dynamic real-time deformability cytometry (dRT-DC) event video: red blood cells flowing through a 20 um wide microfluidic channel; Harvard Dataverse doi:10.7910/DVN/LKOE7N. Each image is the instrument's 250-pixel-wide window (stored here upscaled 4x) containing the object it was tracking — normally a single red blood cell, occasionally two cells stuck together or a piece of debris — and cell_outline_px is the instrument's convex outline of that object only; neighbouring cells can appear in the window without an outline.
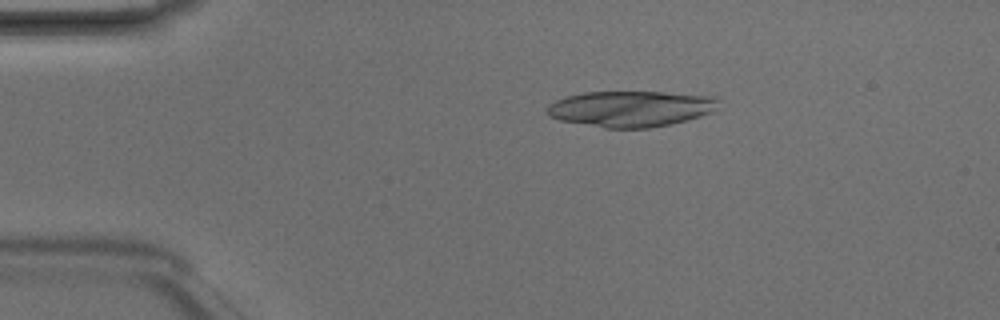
{"species": "Egyptian fruit bat (a non-hibernating species)", "species_latin": "Rousettus aegyptiacus", "temperature_condition": "room temperature", "stored_images_in_passage": 3, "camera_frame_rate_fps": 3000, "um_per_image_px": 0.085, "animal": {"sex": "male"}, "frame": {"image": 1, "passage_image": 1, "time_ms": 0.0, "image_size_px": [1000, 320], "cell_outline_px": [[720, 100], [712, 112], [700, 116], [668, 124], [648, 128], [604, 128], [560, 120], [548, 116], [548, 104], [556, 100], [568, 96], [584, 92], [664, 92], [720, 96]], "centroid_in_image_um": [53.63, 9.23], "position_along_channel_um": 31.4, "area_um2": 35.84}}